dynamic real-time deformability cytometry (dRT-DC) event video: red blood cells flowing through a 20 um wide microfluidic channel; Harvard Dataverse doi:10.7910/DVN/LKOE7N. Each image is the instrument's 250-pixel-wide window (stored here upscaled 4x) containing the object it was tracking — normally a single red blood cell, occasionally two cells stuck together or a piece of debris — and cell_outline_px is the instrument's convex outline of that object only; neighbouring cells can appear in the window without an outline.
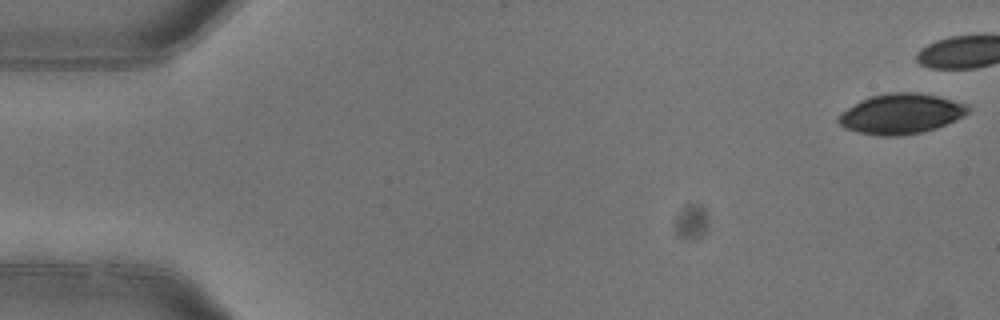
{"species": "common noctule bat (a hibernating species)", "species_latin": "Nyctalus noctula", "temperature_condition": "warm", "stored_images_in_passage": 5, "camera_frame_rate_fps": 3000, "um_per_image_px": 0.085, "animal": {"sex": "female"}, "frame": {"image": 1, "passage_image": 1, "time_ms": 0.0, "image_size_px": [1000, 320], "cell_outline_px": [[972, 108], [964, 116], [936, 128], [924, 132], [900, 136], [880, 136], [856, 132], [844, 128], [836, 120], [836, 116], [840, 112], [860, 100], [872, 96], [892, 92], [916, 92], [936, 96], [968, 104]], "centroid_in_image_um": [76.56, 9.68], "position_along_channel_um": 8.4, "area_um2": 30.58}}
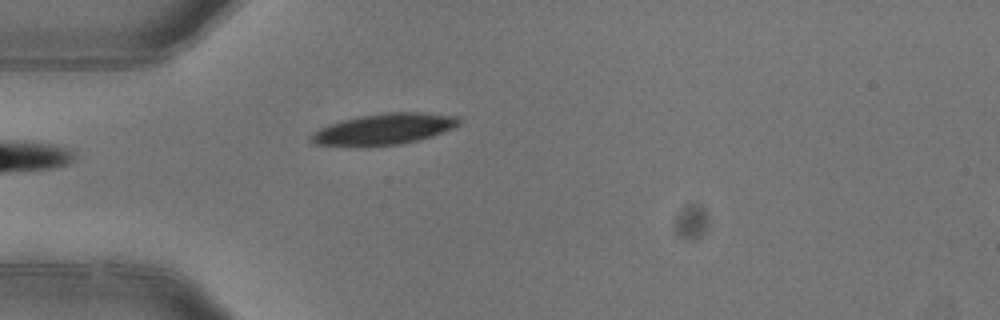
{"frame": {"image": 2, "passage_image": 5, "time_ms": 1.333, "image_size_px": [1000, 320], "cell_outline_px": [[460, 124], [456, 128], [432, 136], [400, 144], [364, 148], [356, 148], [312, 144], [308, 140], [308, 136], [312, 132], [328, 124], [360, 116], [384, 112], [428, 112], [460, 116]], "centroid_in_image_um": [32.6, 11.0], "position_along_channel_um": 52.4, "area_um2": 27.8}}